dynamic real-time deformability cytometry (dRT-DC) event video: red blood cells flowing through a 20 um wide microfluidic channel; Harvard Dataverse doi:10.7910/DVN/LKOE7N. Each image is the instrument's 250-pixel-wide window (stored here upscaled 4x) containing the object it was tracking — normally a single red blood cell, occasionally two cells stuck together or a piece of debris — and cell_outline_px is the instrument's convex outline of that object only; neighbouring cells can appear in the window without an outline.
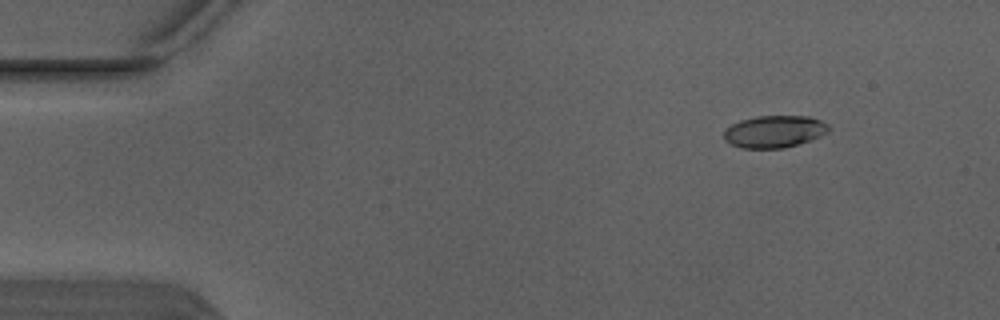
{"species": "Egyptian fruit bat (a non-hibernating species)", "species_latin": "Rousettus aegyptiacus", "temperature_condition": "warm", "stored_images_in_passage": 5, "camera_frame_rate_fps": 3000, "um_per_image_px": 0.085, "animal": {"sex": "male"}, "frame": {"image": 1, "passage_image": 2, "time_ms": 0.333, "image_size_px": [1000, 320], "cell_outline_px": [[832, 128], [828, 132], [820, 136], [784, 148], [740, 148], [724, 140], [724, 128], [740, 120], [756, 116], [808, 116], [820, 120], [828, 124]], "centroid_in_image_um": [65.8, 11.17], "position_along_channel_um": 19.2, "area_um2": 19.65}}